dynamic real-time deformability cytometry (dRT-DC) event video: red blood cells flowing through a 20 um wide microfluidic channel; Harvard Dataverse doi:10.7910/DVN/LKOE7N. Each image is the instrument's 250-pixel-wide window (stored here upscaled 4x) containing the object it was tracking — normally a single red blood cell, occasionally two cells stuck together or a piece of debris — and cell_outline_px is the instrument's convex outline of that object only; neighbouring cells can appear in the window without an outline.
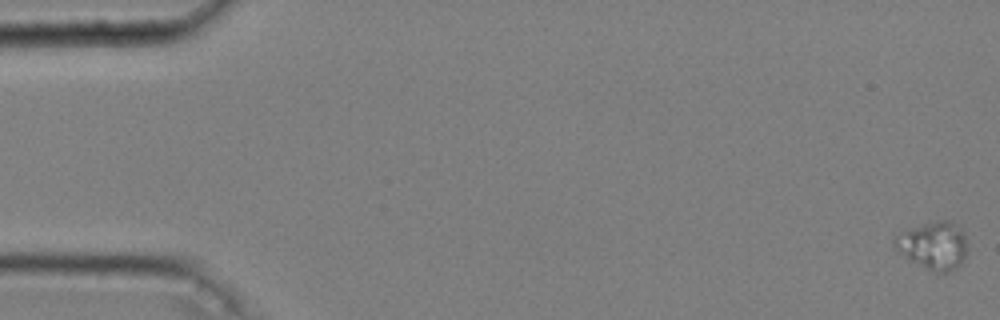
{"species": "common noctule bat (a hibernating species)", "species_latin": "Nyctalus noctula", "temperature_condition": "cold", "stored_images_in_passage": 54, "camera_frame_rate_fps": 3000, "um_per_image_px": 0.085, "animal": {"sex": "male", "body_mass_g": 20.4}, "frame": {"image": 1, "passage_image": 1, "time_ms": 0.0, "image_size_px": [1000, 320], "cell_outline_px": [[968, 248], [960, 264], [956, 268], [948, 272], [932, 272], [912, 260], [900, 252], [892, 244], [892, 232], [940, 220], [952, 220], [960, 224], [964, 232]], "centroid_in_image_um": [79.32, 20.81], "position_along_channel_um": 5.7, "area_um2": 20.69}}
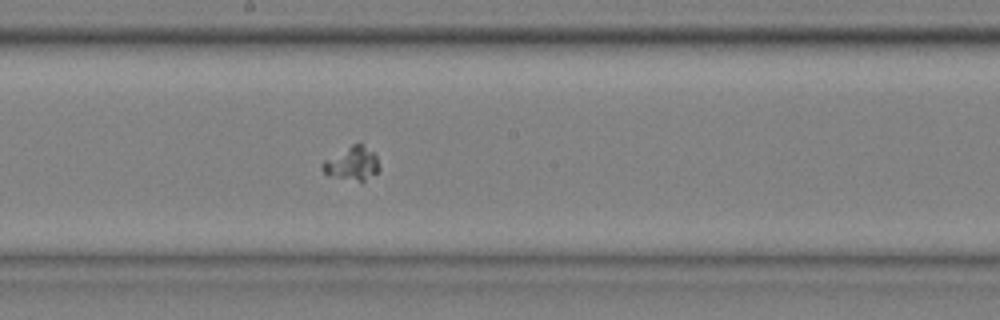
{"frame": {"image": 2, "passage_image": 31, "time_ms": 10.0, "image_size_px": [1000, 320], "cell_outline_px": [[380, 168], [376, 172], [360, 184], [324, 172], [320, 168], [320, 164], [324, 160], [352, 144], [360, 144], [372, 152], [376, 156]], "centroid_in_image_um": [29.91, 13.93], "position_along_channel_um": 218.3, "area_um2": 10.98}}
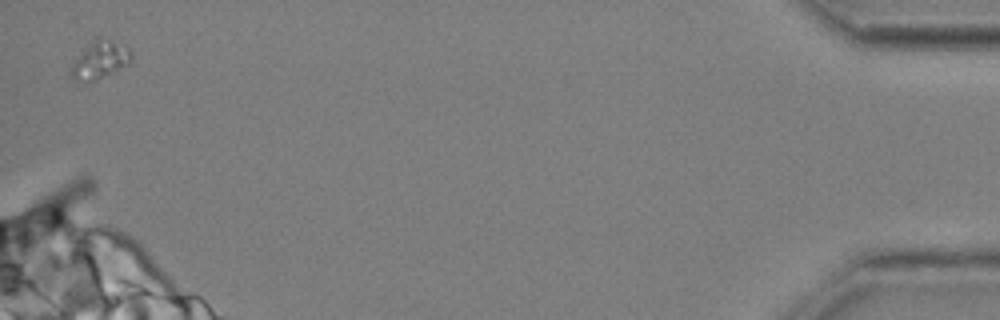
{"frame": {"image": 3, "passage_image": 54, "time_ms": 17.667, "image_size_px": [1000, 320], "cell_outline_px": [[132, 64], [108, 76], [96, 80], [72, 80], [68, 72], [84, 48], [96, 36], [100, 36], [124, 44], [128, 48], [132, 56]], "centroid_in_image_um": [8.55, 5.09], "position_along_channel_um": 426.7, "area_um2": 13.58}}